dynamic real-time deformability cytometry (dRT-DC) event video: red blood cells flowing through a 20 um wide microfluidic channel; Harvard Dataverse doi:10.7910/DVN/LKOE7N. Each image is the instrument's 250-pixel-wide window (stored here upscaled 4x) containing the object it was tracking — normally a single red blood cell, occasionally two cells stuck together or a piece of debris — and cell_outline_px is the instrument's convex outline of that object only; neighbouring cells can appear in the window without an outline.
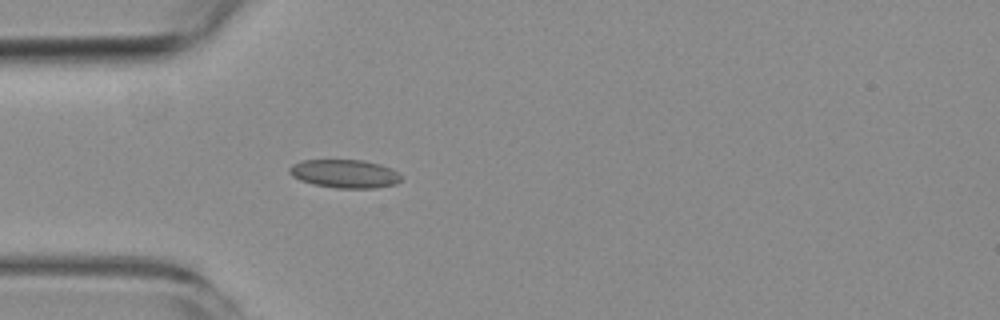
{"species": "common noctule bat (a hibernating species)", "species_latin": "Nyctalus noctula", "temperature_condition": "room temperature", "stored_images_in_passage": 1, "camera_frame_rate_fps": 3000, "um_per_image_px": 0.085, "animal": {"sex": "female", "body_mass_g": 19.3, "forearm_length_mm": 54.1}, "frame": {"image": 1, "passage_image": 1, "time_ms": 0.0, "image_size_px": [1000, 320], "cell_outline_px": [[400, 180], [396, 184], [376, 188], [336, 188], [312, 184], [300, 180], [292, 176], [288, 172], [288, 168], [292, 164], [304, 160], [364, 160], [380, 164], [392, 168], [400, 176]], "centroid_in_image_um": [29.28, 14.76], "position_along_channel_um": 55.7, "area_um2": 18.55}}